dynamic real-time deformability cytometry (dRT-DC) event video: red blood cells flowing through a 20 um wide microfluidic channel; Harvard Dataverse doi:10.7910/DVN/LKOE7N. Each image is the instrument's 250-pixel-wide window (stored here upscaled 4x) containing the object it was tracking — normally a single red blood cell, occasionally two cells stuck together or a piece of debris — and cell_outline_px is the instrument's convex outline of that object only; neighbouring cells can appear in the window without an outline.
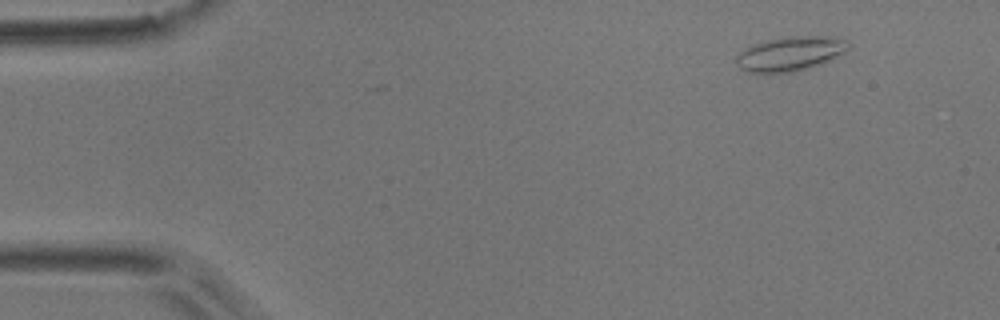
{"species": "common noctule bat (a hibernating species)", "species_latin": "Nyctalus noctula", "temperature_condition": "room temperature", "stored_images_in_passage": 5, "camera_frame_rate_fps": 3000, "um_per_image_px": 0.085, "animal": {"sex": "male", "body_mass_g": 17.9}, "frame": {"image": 1, "passage_image": 2, "time_ms": 1.333, "image_size_px": [1000, 320], "cell_outline_px": [[848, 48], [844, 52], [836, 56], [808, 68], [788, 72], [748, 72], [740, 68], [736, 64], [736, 56], [740, 52], [756, 44], [768, 40], [792, 36], [828, 36], [848, 40]], "centroid_in_image_um": [67.16, 4.56], "position_along_channel_um": 17.8, "area_um2": 21.79}}